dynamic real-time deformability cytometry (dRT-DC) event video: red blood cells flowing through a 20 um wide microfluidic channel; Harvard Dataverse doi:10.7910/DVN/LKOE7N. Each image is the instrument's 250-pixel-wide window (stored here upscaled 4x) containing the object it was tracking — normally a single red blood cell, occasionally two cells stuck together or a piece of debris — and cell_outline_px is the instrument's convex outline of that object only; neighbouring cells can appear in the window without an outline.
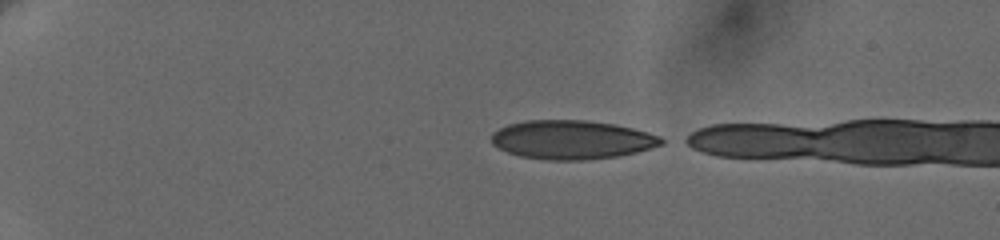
{"species": "human", "species_latin": "Homo sapiens", "temperature_condition": "cold", "stored_images_in_passage": 4, "camera_frame_rate_fps": 3000, "um_per_image_px": 0.085, "donor": {"sex": "female"}, "frame": {"image": 1, "passage_image": 1, "time_ms": 0.0, "image_size_px": [1000, 240], "cell_outline_px": [[668, 140], [664, 144], [652, 148], [636, 152], [616, 156], [580, 160], [548, 160], [520, 156], [508, 152], [492, 144], [492, 132], [508, 124], [528, 120], [588, 120], [616, 124], [648, 132], [660, 136]], "centroid_in_image_um": [48.65, 11.87], "position_along_channel_um": 36.4, "area_um2": 38.55}}